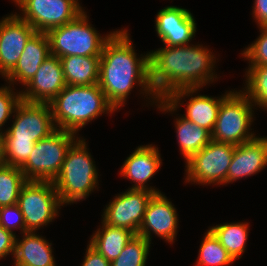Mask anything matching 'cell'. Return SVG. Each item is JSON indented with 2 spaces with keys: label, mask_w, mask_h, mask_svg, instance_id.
Instances as JSON below:
<instances>
[{
  "label": "cell",
  "mask_w": 267,
  "mask_h": 266,
  "mask_svg": "<svg viewBox=\"0 0 267 266\" xmlns=\"http://www.w3.org/2000/svg\"><path fill=\"white\" fill-rule=\"evenodd\" d=\"M129 36L126 29L117 30L100 56L98 85L116 111L125 105L135 84L141 87L144 98L149 95L151 103L158 101L150 85L149 53L138 57Z\"/></svg>",
  "instance_id": "cell-1"
},
{
  "label": "cell",
  "mask_w": 267,
  "mask_h": 266,
  "mask_svg": "<svg viewBox=\"0 0 267 266\" xmlns=\"http://www.w3.org/2000/svg\"><path fill=\"white\" fill-rule=\"evenodd\" d=\"M215 64L214 53L203 45L163 46L149 52L150 85L158 99L179 89H201L217 80Z\"/></svg>",
  "instance_id": "cell-2"
},
{
  "label": "cell",
  "mask_w": 267,
  "mask_h": 266,
  "mask_svg": "<svg viewBox=\"0 0 267 266\" xmlns=\"http://www.w3.org/2000/svg\"><path fill=\"white\" fill-rule=\"evenodd\" d=\"M49 104L56 128L76 135L103 113L113 114L116 111L98 84L66 85Z\"/></svg>",
  "instance_id": "cell-3"
},
{
  "label": "cell",
  "mask_w": 267,
  "mask_h": 266,
  "mask_svg": "<svg viewBox=\"0 0 267 266\" xmlns=\"http://www.w3.org/2000/svg\"><path fill=\"white\" fill-rule=\"evenodd\" d=\"M86 143L80 137L71 145L59 174L52 181L62 205L84 200L99 184L98 170Z\"/></svg>",
  "instance_id": "cell-4"
},
{
  "label": "cell",
  "mask_w": 267,
  "mask_h": 266,
  "mask_svg": "<svg viewBox=\"0 0 267 266\" xmlns=\"http://www.w3.org/2000/svg\"><path fill=\"white\" fill-rule=\"evenodd\" d=\"M85 10L74 20L49 30L50 53L59 58L72 55L101 56L105 43L116 32L101 36L89 22Z\"/></svg>",
  "instance_id": "cell-5"
},
{
  "label": "cell",
  "mask_w": 267,
  "mask_h": 266,
  "mask_svg": "<svg viewBox=\"0 0 267 266\" xmlns=\"http://www.w3.org/2000/svg\"><path fill=\"white\" fill-rule=\"evenodd\" d=\"M253 106L242 90L230 91L222 99L211 139L236 146L256 138V134L249 131L252 130Z\"/></svg>",
  "instance_id": "cell-6"
},
{
  "label": "cell",
  "mask_w": 267,
  "mask_h": 266,
  "mask_svg": "<svg viewBox=\"0 0 267 266\" xmlns=\"http://www.w3.org/2000/svg\"><path fill=\"white\" fill-rule=\"evenodd\" d=\"M57 129L34 144L27 161L20 167L27 181H53L59 174L68 149L79 138Z\"/></svg>",
  "instance_id": "cell-7"
},
{
  "label": "cell",
  "mask_w": 267,
  "mask_h": 266,
  "mask_svg": "<svg viewBox=\"0 0 267 266\" xmlns=\"http://www.w3.org/2000/svg\"><path fill=\"white\" fill-rule=\"evenodd\" d=\"M27 232H37L58 217L62 203L51 181H27L21 188L17 202Z\"/></svg>",
  "instance_id": "cell-8"
},
{
  "label": "cell",
  "mask_w": 267,
  "mask_h": 266,
  "mask_svg": "<svg viewBox=\"0 0 267 266\" xmlns=\"http://www.w3.org/2000/svg\"><path fill=\"white\" fill-rule=\"evenodd\" d=\"M235 145L211 140L205 147L186 161L185 183L201 185L227 184V172Z\"/></svg>",
  "instance_id": "cell-9"
},
{
  "label": "cell",
  "mask_w": 267,
  "mask_h": 266,
  "mask_svg": "<svg viewBox=\"0 0 267 266\" xmlns=\"http://www.w3.org/2000/svg\"><path fill=\"white\" fill-rule=\"evenodd\" d=\"M13 2L22 11V15H17L37 32L42 33L65 25L84 11L78 0H13Z\"/></svg>",
  "instance_id": "cell-10"
},
{
  "label": "cell",
  "mask_w": 267,
  "mask_h": 266,
  "mask_svg": "<svg viewBox=\"0 0 267 266\" xmlns=\"http://www.w3.org/2000/svg\"><path fill=\"white\" fill-rule=\"evenodd\" d=\"M13 114V124L4 130V140L36 143L57 130L49 103H30L21 100Z\"/></svg>",
  "instance_id": "cell-11"
},
{
  "label": "cell",
  "mask_w": 267,
  "mask_h": 266,
  "mask_svg": "<svg viewBox=\"0 0 267 266\" xmlns=\"http://www.w3.org/2000/svg\"><path fill=\"white\" fill-rule=\"evenodd\" d=\"M198 90L199 88L176 90L169 94L165 99H158L156 106L160 111L172 113L177 111L179 104H183V101L180 103L182 98L185 99L184 97L191 96L187 102L188 104H186V113L182 116L212 133L222 99L230 91L225 92V95H222L221 97L215 98L207 95H194L193 97V94H197Z\"/></svg>",
  "instance_id": "cell-12"
},
{
  "label": "cell",
  "mask_w": 267,
  "mask_h": 266,
  "mask_svg": "<svg viewBox=\"0 0 267 266\" xmlns=\"http://www.w3.org/2000/svg\"><path fill=\"white\" fill-rule=\"evenodd\" d=\"M154 194L148 190L128 188L106 205L101 215L102 221L113 227L130 230L137 235L148 202Z\"/></svg>",
  "instance_id": "cell-13"
},
{
  "label": "cell",
  "mask_w": 267,
  "mask_h": 266,
  "mask_svg": "<svg viewBox=\"0 0 267 266\" xmlns=\"http://www.w3.org/2000/svg\"><path fill=\"white\" fill-rule=\"evenodd\" d=\"M37 31L17 13L0 21V75L4 78L16 65L26 43Z\"/></svg>",
  "instance_id": "cell-14"
},
{
  "label": "cell",
  "mask_w": 267,
  "mask_h": 266,
  "mask_svg": "<svg viewBox=\"0 0 267 266\" xmlns=\"http://www.w3.org/2000/svg\"><path fill=\"white\" fill-rule=\"evenodd\" d=\"M178 222L176 208L170 199L162 193H157L148 202L137 235L151 243L152 232L172 244L177 236Z\"/></svg>",
  "instance_id": "cell-15"
},
{
  "label": "cell",
  "mask_w": 267,
  "mask_h": 266,
  "mask_svg": "<svg viewBox=\"0 0 267 266\" xmlns=\"http://www.w3.org/2000/svg\"><path fill=\"white\" fill-rule=\"evenodd\" d=\"M66 86L59 57L49 55L31 81L21 91V99L30 103H50Z\"/></svg>",
  "instance_id": "cell-16"
},
{
  "label": "cell",
  "mask_w": 267,
  "mask_h": 266,
  "mask_svg": "<svg viewBox=\"0 0 267 266\" xmlns=\"http://www.w3.org/2000/svg\"><path fill=\"white\" fill-rule=\"evenodd\" d=\"M155 27L164 46L188 45L197 29L192 13L177 6L160 9L155 18Z\"/></svg>",
  "instance_id": "cell-17"
},
{
  "label": "cell",
  "mask_w": 267,
  "mask_h": 266,
  "mask_svg": "<svg viewBox=\"0 0 267 266\" xmlns=\"http://www.w3.org/2000/svg\"><path fill=\"white\" fill-rule=\"evenodd\" d=\"M157 147L154 145L138 146L132 154L125 159L121 166L120 175L133 181L131 189H143L155 194L161 193L155 187L146 184L153 177L162 164Z\"/></svg>",
  "instance_id": "cell-18"
},
{
  "label": "cell",
  "mask_w": 267,
  "mask_h": 266,
  "mask_svg": "<svg viewBox=\"0 0 267 266\" xmlns=\"http://www.w3.org/2000/svg\"><path fill=\"white\" fill-rule=\"evenodd\" d=\"M267 165V137L257 136L251 141L235 146L227 172V183L253 176Z\"/></svg>",
  "instance_id": "cell-19"
},
{
  "label": "cell",
  "mask_w": 267,
  "mask_h": 266,
  "mask_svg": "<svg viewBox=\"0 0 267 266\" xmlns=\"http://www.w3.org/2000/svg\"><path fill=\"white\" fill-rule=\"evenodd\" d=\"M49 55L51 53L47 34L36 32L26 43L15 67L4 78L13 87L17 81L25 86Z\"/></svg>",
  "instance_id": "cell-20"
},
{
  "label": "cell",
  "mask_w": 267,
  "mask_h": 266,
  "mask_svg": "<svg viewBox=\"0 0 267 266\" xmlns=\"http://www.w3.org/2000/svg\"><path fill=\"white\" fill-rule=\"evenodd\" d=\"M51 245L36 232L23 233L15 240L14 266H56Z\"/></svg>",
  "instance_id": "cell-21"
},
{
  "label": "cell",
  "mask_w": 267,
  "mask_h": 266,
  "mask_svg": "<svg viewBox=\"0 0 267 266\" xmlns=\"http://www.w3.org/2000/svg\"><path fill=\"white\" fill-rule=\"evenodd\" d=\"M66 85L87 86L98 84L100 56L72 55L60 58Z\"/></svg>",
  "instance_id": "cell-22"
},
{
  "label": "cell",
  "mask_w": 267,
  "mask_h": 266,
  "mask_svg": "<svg viewBox=\"0 0 267 266\" xmlns=\"http://www.w3.org/2000/svg\"><path fill=\"white\" fill-rule=\"evenodd\" d=\"M101 223V228L91 236L89 244L111 263L136 234L124 228L110 226L103 221Z\"/></svg>",
  "instance_id": "cell-23"
},
{
  "label": "cell",
  "mask_w": 267,
  "mask_h": 266,
  "mask_svg": "<svg viewBox=\"0 0 267 266\" xmlns=\"http://www.w3.org/2000/svg\"><path fill=\"white\" fill-rule=\"evenodd\" d=\"M175 122L179 149L186 162L212 140L211 133L183 116Z\"/></svg>",
  "instance_id": "cell-24"
},
{
  "label": "cell",
  "mask_w": 267,
  "mask_h": 266,
  "mask_svg": "<svg viewBox=\"0 0 267 266\" xmlns=\"http://www.w3.org/2000/svg\"><path fill=\"white\" fill-rule=\"evenodd\" d=\"M249 224L247 222L223 223L209 228L218 238L222 246L236 261L245 252Z\"/></svg>",
  "instance_id": "cell-25"
},
{
  "label": "cell",
  "mask_w": 267,
  "mask_h": 266,
  "mask_svg": "<svg viewBox=\"0 0 267 266\" xmlns=\"http://www.w3.org/2000/svg\"><path fill=\"white\" fill-rule=\"evenodd\" d=\"M27 182L20 167L0 166V208L17 204L22 186Z\"/></svg>",
  "instance_id": "cell-26"
},
{
  "label": "cell",
  "mask_w": 267,
  "mask_h": 266,
  "mask_svg": "<svg viewBox=\"0 0 267 266\" xmlns=\"http://www.w3.org/2000/svg\"><path fill=\"white\" fill-rule=\"evenodd\" d=\"M198 255L197 266H229L235 262L210 229L201 241Z\"/></svg>",
  "instance_id": "cell-27"
},
{
  "label": "cell",
  "mask_w": 267,
  "mask_h": 266,
  "mask_svg": "<svg viewBox=\"0 0 267 266\" xmlns=\"http://www.w3.org/2000/svg\"><path fill=\"white\" fill-rule=\"evenodd\" d=\"M250 66V67H249ZM243 92L257 107L267 110V65H249Z\"/></svg>",
  "instance_id": "cell-28"
},
{
  "label": "cell",
  "mask_w": 267,
  "mask_h": 266,
  "mask_svg": "<svg viewBox=\"0 0 267 266\" xmlns=\"http://www.w3.org/2000/svg\"><path fill=\"white\" fill-rule=\"evenodd\" d=\"M150 244L147 239L135 235L120 255L111 262V266H146Z\"/></svg>",
  "instance_id": "cell-29"
},
{
  "label": "cell",
  "mask_w": 267,
  "mask_h": 266,
  "mask_svg": "<svg viewBox=\"0 0 267 266\" xmlns=\"http://www.w3.org/2000/svg\"><path fill=\"white\" fill-rule=\"evenodd\" d=\"M4 144L6 164L21 167L29 158L35 143L23 140H4Z\"/></svg>",
  "instance_id": "cell-30"
},
{
  "label": "cell",
  "mask_w": 267,
  "mask_h": 266,
  "mask_svg": "<svg viewBox=\"0 0 267 266\" xmlns=\"http://www.w3.org/2000/svg\"><path fill=\"white\" fill-rule=\"evenodd\" d=\"M259 28V37L241 53L249 65H267V26Z\"/></svg>",
  "instance_id": "cell-31"
},
{
  "label": "cell",
  "mask_w": 267,
  "mask_h": 266,
  "mask_svg": "<svg viewBox=\"0 0 267 266\" xmlns=\"http://www.w3.org/2000/svg\"><path fill=\"white\" fill-rule=\"evenodd\" d=\"M5 85L0 87V132H4L1 127H4L9 117L14 113L15 108L21 102V91L14 92L13 89Z\"/></svg>",
  "instance_id": "cell-32"
},
{
  "label": "cell",
  "mask_w": 267,
  "mask_h": 266,
  "mask_svg": "<svg viewBox=\"0 0 267 266\" xmlns=\"http://www.w3.org/2000/svg\"><path fill=\"white\" fill-rule=\"evenodd\" d=\"M0 225L12 233H14L13 229H19L22 234L27 232L18 204L0 208Z\"/></svg>",
  "instance_id": "cell-33"
},
{
  "label": "cell",
  "mask_w": 267,
  "mask_h": 266,
  "mask_svg": "<svg viewBox=\"0 0 267 266\" xmlns=\"http://www.w3.org/2000/svg\"><path fill=\"white\" fill-rule=\"evenodd\" d=\"M16 232L12 233L0 225V259L7 255L14 256Z\"/></svg>",
  "instance_id": "cell-34"
},
{
  "label": "cell",
  "mask_w": 267,
  "mask_h": 266,
  "mask_svg": "<svg viewBox=\"0 0 267 266\" xmlns=\"http://www.w3.org/2000/svg\"><path fill=\"white\" fill-rule=\"evenodd\" d=\"M85 254L82 266H111V263L90 244H88Z\"/></svg>",
  "instance_id": "cell-35"
},
{
  "label": "cell",
  "mask_w": 267,
  "mask_h": 266,
  "mask_svg": "<svg viewBox=\"0 0 267 266\" xmlns=\"http://www.w3.org/2000/svg\"><path fill=\"white\" fill-rule=\"evenodd\" d=\"M253 8V16L258 27L267 26V0H255Z\"/></svg>",
  "instance_id": "cell-36"
},
{
  "label": "cell",
  "mask_w": 267,
  "mask_h": 266,
  "mask_svg": "<svg viewBox=\"0 0 267 266\" xmlns=\"http://www.w3.org/2000/svg\"><path fill=\"white\" fill-rule=\"evenodd\" d=\"M6 164L5 162V144L4 132H0V166Z\"/></svg>",
  "instance_id": "cell-37"
}]
</instances>
